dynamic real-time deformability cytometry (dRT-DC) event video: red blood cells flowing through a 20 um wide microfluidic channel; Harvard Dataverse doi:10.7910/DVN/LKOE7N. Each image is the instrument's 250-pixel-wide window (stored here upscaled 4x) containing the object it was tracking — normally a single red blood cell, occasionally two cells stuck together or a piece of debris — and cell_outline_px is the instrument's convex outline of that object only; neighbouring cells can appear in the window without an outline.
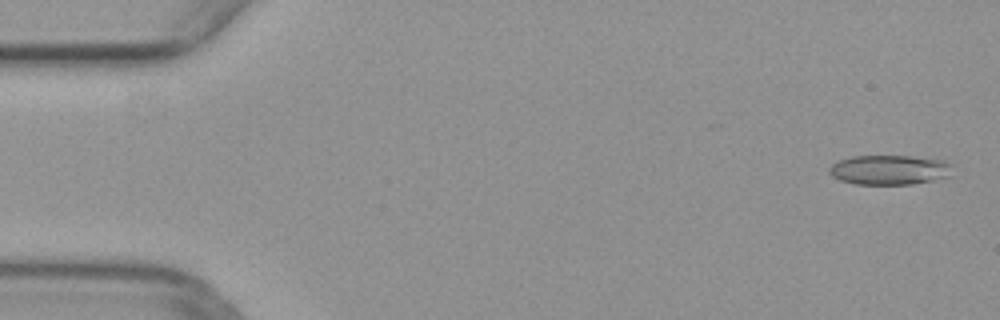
{"species": "common noctule bat (a hibernating species)", "species_latin": "Nyctalus noctula", "temperature_condition": "warm", "stored_images_in_passage": 40, "camera_frame_rate_fps": 3000, "um_per_image_px": 0.085, "animal": {"sex": "female", "body_mass_g": 29.2, "forearm_length_mm": 56.3}, "frame": {"image": 1, "passage_image": 2, "time_ms": 0.333, "image_size_px": [1000, 320], "cell_outline_px": [[952, 176], [912, 184], [856, 184], [840, 180], [832, 176], [828, 172], [828, 168], [832, 164], [840, 160], [852, 156], [912, 156], [944, 160], [948, 164]], "centroid_in_image_um": [75.57, 14.44], "position_along_channel_um": 9.4, "area_um2": 21.21}}
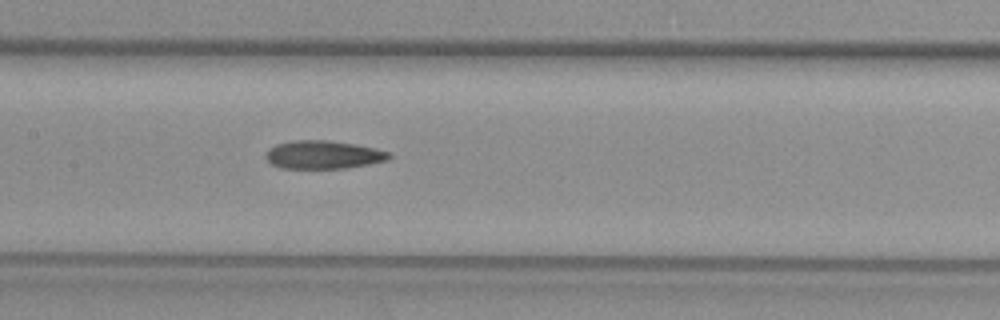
{"frame": {"image": 2, "passage_image": 24, "time_ms": 7.667, "image_size_px": [1000, 320], "cell_outline_px": [[392, 156], [388, 160], [368, 164], [344, 168], [280, 168], [272, 164], [264, 156], [268, 148], [276, 144], [292, 140], [328, 140], [356, 144], [376, 148], [388, 152]], "centroid_in_image_um": [27.46, 13.14], "position_along_channel_um": 179.9, "area_um2": 20.35}}
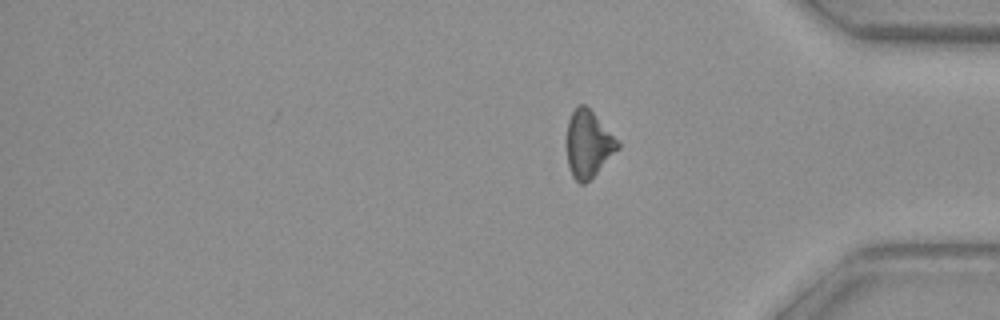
{"frame": {"image": 3, "passage_image": 40, "time_ms": 13.0, "image_size_px": [1000, 320], "cell_outline_px": [[620, 148], [584, 184], [580, 184], [572, 176], [568, 164], [568, 120], [576, 104], [584, 104], [592, 112], [620, 144]], "centroid_in_image_um": [49.99, 12.24], "position_along_channel_um": 385.2, "area_um2": 19.19}}